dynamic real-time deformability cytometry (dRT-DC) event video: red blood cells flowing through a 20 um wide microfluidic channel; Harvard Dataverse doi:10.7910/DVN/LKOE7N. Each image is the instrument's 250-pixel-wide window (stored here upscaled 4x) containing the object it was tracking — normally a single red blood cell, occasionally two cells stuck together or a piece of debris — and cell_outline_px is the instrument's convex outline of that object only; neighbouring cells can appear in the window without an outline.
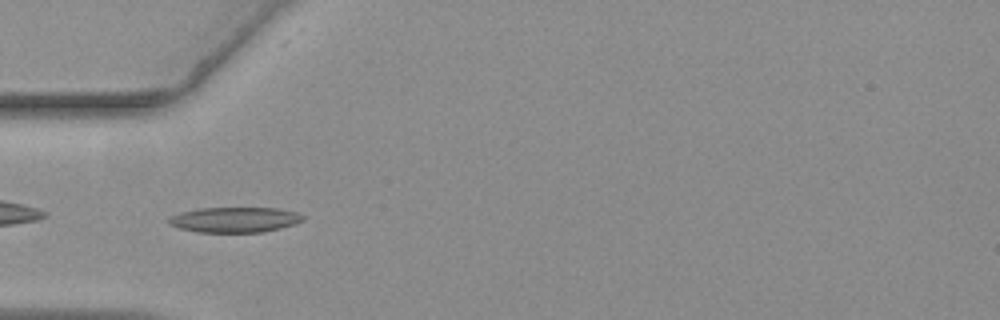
{"species": "common noctule bat (a hibernating species)", "species_latin": "Nyctalus noctula", "temperature_condition": "warm", "stored_images_in_passage": 41, "camera_frame_rate_fps": 3000, "um_per_image_px": 0.085, "animal": {"sex": "female", "body_mass_g": 19.3, "forearm_length_mm": 54.1}, "frame": {"image": 1, "passage_image": 2, "time_ms": 0.333, "image_size_px": [1000, 320], "cell_outline_px": [[304, 220], [280, 228], [264, 232], [196, 232], [180, 228], [168, 224], [168, 220], [172, 216], [184, 212], [200, 208], [276, 208], [296, 212], [304, 216]], "centroid_in_image_um": [19.96, 18.68], "position_along_channel_um": 65.0, "area_um2": 19.54}}
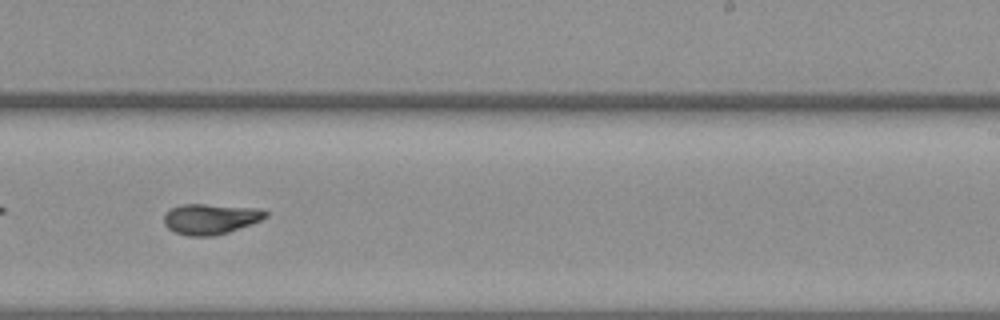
{"frame": {"image": 2, "passage_image": 19, "time_ms": 6.0, "image_size_px": [1000, 320], "cell_outline_px": [[268, 216], [260, 220], [228, 232], [216, 236], [188, 236], [176, 232], [168, 228], [164, 224], [164, 216], [172, 208], [180, 204], [204, 204], [256, 208], [268, 212]], "centroid_in_image_um": [17.88, 18.61], "position_along_channel_um": 271.1, "area_um2": 17.86}}
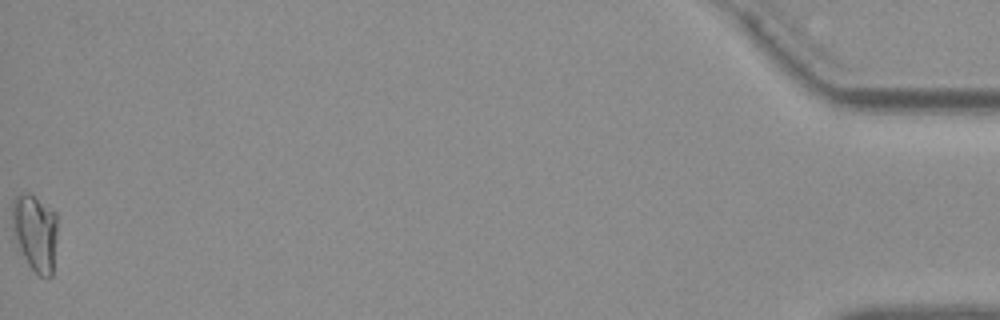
{"frame": {"image": 3, "passage_image": 41, "time_ms": 13.333, "image_size_px": [1000, 320], "cell_outline_px": [[56, 236], [52, 276], [48, 280], [40, 276], [28, 264], [12, 232], [12, 204], [16, 196], [24, 192], [28, 192], [56, 212]], "centroid_in_image_um": [2.98, 19.77], "position_along_channel_um": 432.2, "area_um2": 20.17}, "authors_computed_cell_mechanics": {"area_um2": 18.0914, "velocity_mm_per_s": 3.6416, "shape_relaxation_time_tau1_ms": null, "shape_relaxation_time_tau2_ms": 1.8696, "deformation_change_tau1": null, "deformation_change_tau2": 0.0842}}